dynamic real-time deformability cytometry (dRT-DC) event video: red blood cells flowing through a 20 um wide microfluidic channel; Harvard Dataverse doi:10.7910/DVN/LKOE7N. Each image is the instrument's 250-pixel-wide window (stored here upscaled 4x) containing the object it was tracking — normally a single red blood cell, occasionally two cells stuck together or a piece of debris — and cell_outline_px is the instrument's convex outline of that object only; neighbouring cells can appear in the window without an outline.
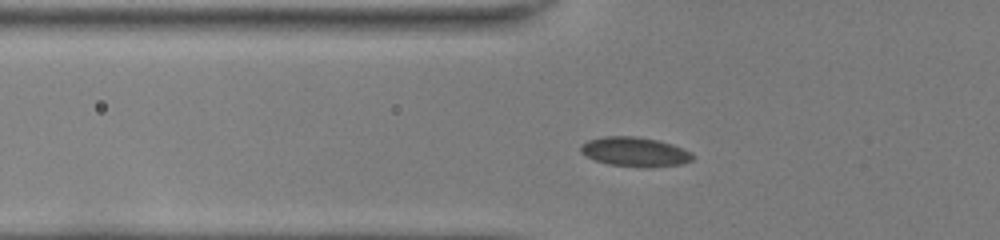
{"species": "common noctule bat (a hibernating species)", "species_latin": "Nyctalus noctula", "temperature_condition": "room temperature", "stored_images_in_passage": 46, "camera_frame_rate_fps": 3000, "um_per_image_px": 0.085, "animal": {"sex": "female", "body_mass_g": 22.0, "forearm_length_mm": 56.7}, "frame": {"image": 1, "passage_image": 12, "time_ms": 3.667, "image_size_px": [1000, 240], "cell_outline_px": [[692, 160], [684, 164], [608, 164], [596, 160], [580, 152], [580, 148], [588, 140], [604, 136], [636, 136], [656, 140], [672, 144], [692, 152]], "centroid_in_image_um": [53.94, 12.84], "position_along_channel_um": 71.9, "area_um2": 18.03}}
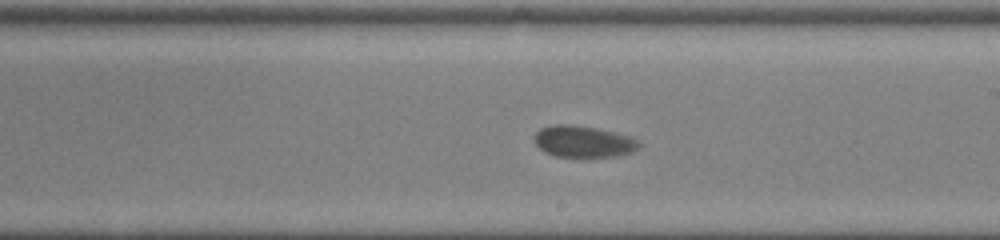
{"frame": {"image": 2, "passage_image": 25, "time_ms": 8.0, "image_size_px": [1000, 240], "cell_outline_px": [[640, 144], [632, 152], [616, 156], [556, 156], [544, 152], [536, 144], [536, 132], [540, 128], [552, 124], [572, 124], [596, 128], [628, 136], [636, 140]], "centroid_in_image_um": [49.54, 12.02], "position_along_channel_um": 239.5, "area_um2": 18.84}}
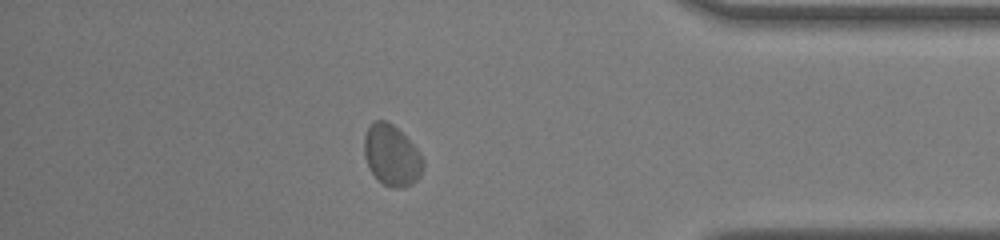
{"frame": {"image": 3, "passage_image": 39, "time_ms": 12.667, "image_size_px": [1000, 240], "cell_outline_px": [[424, 168], [420, 176], [412, 184], [400, 188], [392, 188], [384, 184], [372, 172], [364, 156], [364, 136], [368, 128], [376, 120], [384, 120], [392, 124], [416, 148], [424, 160]], "centroid_in_image_um": [33.3, 13.22], "position_along_channel_um": 401.9, "area_um2": 20.58}, "authors_computed_cell_mechanics": {"area_um2": 19.2185, "velocity_mm_per_s": 3.9235, "shape_relaxation_time_tau1_ms": 0.9034, "shape_relaxation_time_tau2_ms": null, "deformation_change_tau1": 0.0429, "deformation_change_tau2": null}}